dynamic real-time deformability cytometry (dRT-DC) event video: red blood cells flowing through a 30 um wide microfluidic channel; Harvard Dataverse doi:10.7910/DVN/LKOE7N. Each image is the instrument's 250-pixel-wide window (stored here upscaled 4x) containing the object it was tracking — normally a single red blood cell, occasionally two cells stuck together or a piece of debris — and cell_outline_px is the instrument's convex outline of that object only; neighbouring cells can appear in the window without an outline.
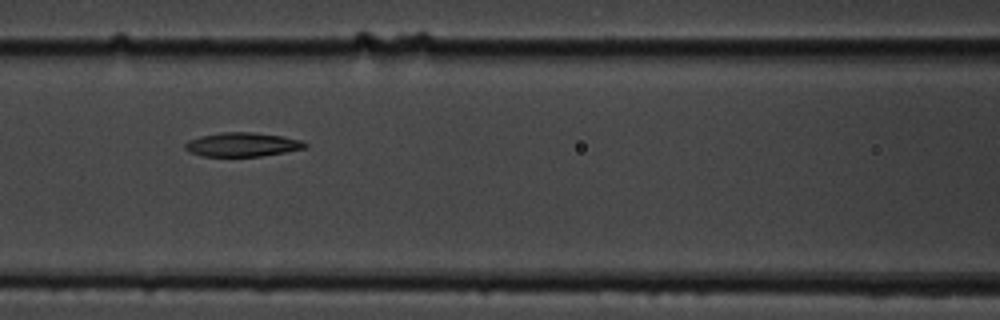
{"species": "common noctule bat (a hibernating species)", "species_latin": "Nyctalus noctula", "temperature_condition": "cold", "stored_images_in_passage": 4, "camera_frame_rate_fps": 3000, "um_per_image_px": 0.085, "animal": {"sex": "male", "body_mass_g": 19.5, "forearm_length_mm": 54.6}, "frame": {"image": 1, "passage_image": 3, "time_ms": 2.333, "image_size_px": [1000, 320], "cell_outline_px": [[308, 144], [304, 148], [284, 152], [260, 156], [204, 156], [188, 152], [184, 148], [184, 144], [188, 140], [200, 136], [220, 132], [252, 132], [284, 136], [300, 140]], "centroid_in_image_um": [20.55, 12.28], "position_along_channel_um": 146.0, "area_um2": 16.76}}
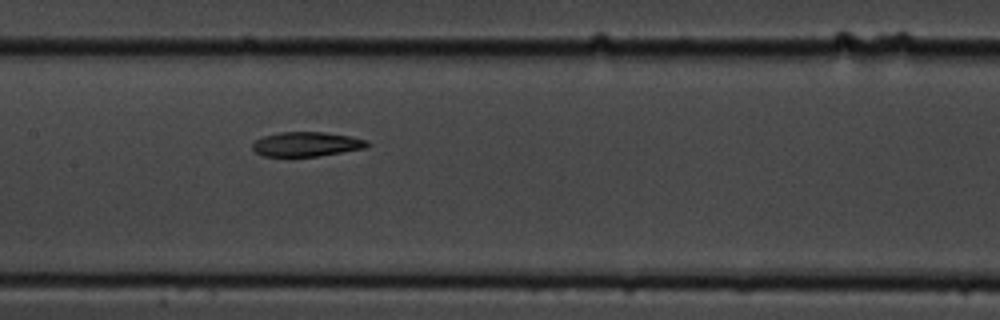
{"frame": {"image": 2, "passage_image": 4, "time_ms": 3.333, "image_size_px": [1000, 320], "cell_outline_px": [[372, 144], [368, 148], [320, 156], [264, 156], [256, 152], [252, 148], [252, 144], [256, 140], [264, 136], [280, 132], [324, 132], [352, 136], [368, 140]], "centroid_in_image_um": [26.14, 12.25], "position_along_channel_um": 181.3, "area_um2": 16.59}}